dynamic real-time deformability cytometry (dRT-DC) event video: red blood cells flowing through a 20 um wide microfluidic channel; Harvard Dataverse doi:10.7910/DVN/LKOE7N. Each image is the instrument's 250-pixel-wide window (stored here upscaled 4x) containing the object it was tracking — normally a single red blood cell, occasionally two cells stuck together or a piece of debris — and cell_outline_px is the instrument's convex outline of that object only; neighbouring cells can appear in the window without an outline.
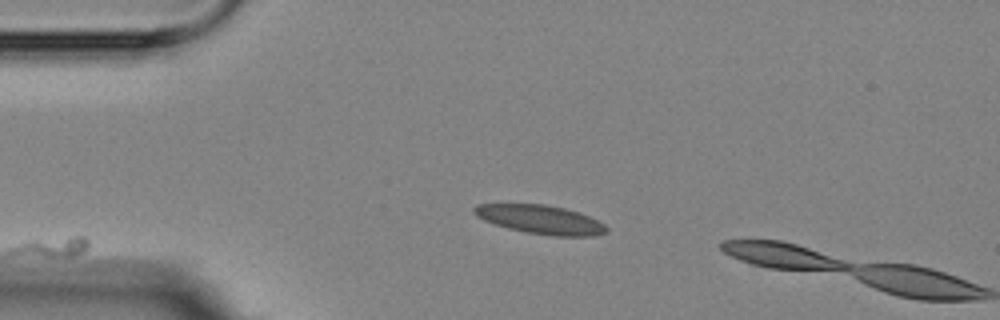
{"species": "Egyptian fruit bat (a non-hibernating species)", "species_latin": "Rousettus aegyptiacus", "temperature_condition": "room temperature", "stored_images_in_passage": 3, "camera_frame_rate_fps": 3000, "um_per_image_px": 0.085, "animal": {"sex": "female"}, "frame": {"image": 1, "passage_image": 2, "time_ms": 1.333, "image_size_px": [1000, 320], "cell_outline_px": [[608, 232], [596, 236], [552, 236], [524, 232], [508, 228], [484, 220], [476, 216], [472, 212], [472, 208], [476, 204], [544, 204], [564, 208], [588, 216], [604, 224], [608, 228]], "centroid_in_image_um": [45.93, 18.66], "position_along_channel_um": 39.1, "area_um2": 22.2}}